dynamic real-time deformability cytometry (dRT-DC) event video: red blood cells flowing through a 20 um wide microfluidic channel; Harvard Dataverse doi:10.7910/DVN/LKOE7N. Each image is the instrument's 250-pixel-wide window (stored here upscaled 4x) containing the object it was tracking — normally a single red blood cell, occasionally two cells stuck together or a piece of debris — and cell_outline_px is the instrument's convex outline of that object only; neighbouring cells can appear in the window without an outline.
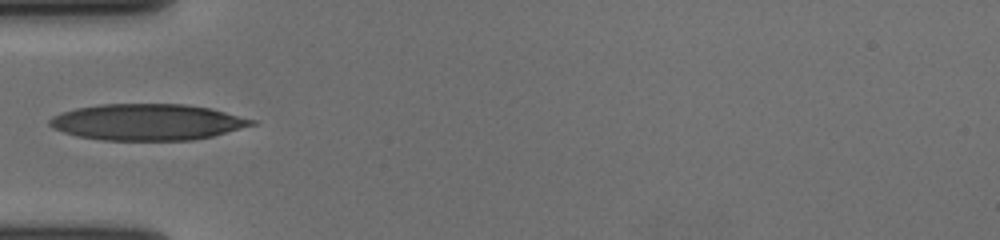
{"species": "human", "species_latin": "Homo sapiens", "temperature_condition": "cold", "stored_images_in_passage": 38, "camera_frame_rate_fps": 3000, "um_per_image_px": 0.085, "donor": {"sex": "female"}, "frame": {"image": 1, "passage_image": 1, "time_ms": 0.0, "image_size_px": [1000, 240], "cell_outline_px": [[260, 120], [256, 124], [212, 136], [192, 140], [100, 140], [76, 136], [52, 128], [48, 124], [48, 120], [52, 116], [60, 112], [76, 108], [100, 104], [184, 104], [208, 108]], "centroid_in_image_um": [12.5, 10.37], "position_along_channel_um": 72.5, "area_um2": 42.89}}
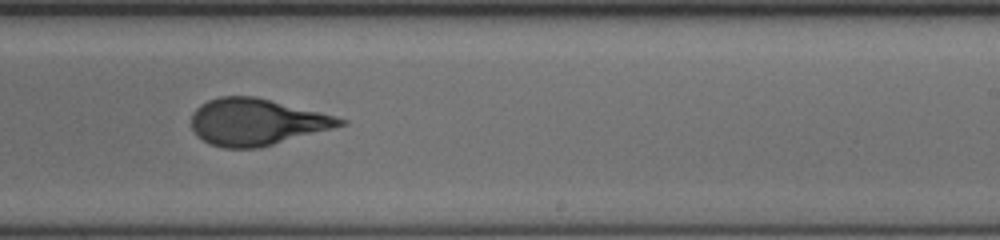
{"frame": {"image": 2, "passage_image": 17, "time_ms": 5.333, "image_size_px": [1000, 240], "cell_outline_px": [[348, 124], [260, 148], [224, 148], [208, 144], [196, 136], [192, 128], [192, 112], [200, 104], [208, 100], [220, 96], [256, 96], [348, 120]], "centroid_in_image_um": [21.76, 10.38], "position_along_channel_um": 267.2, "area_um2": 40.4}}
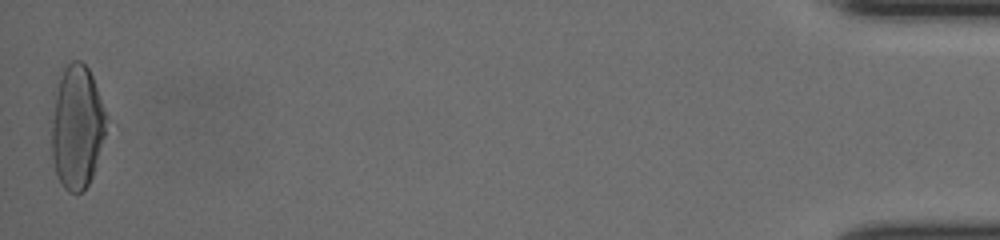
{"frame": {"image": 3, "passage_image": 38, "time_ms": 12.333, "image_size_px": [1000, 240], "cell_outline_px": [[116, 124], [92, 176], [88, 184], [80, 192], [68, 192], [64, 188], [56, 176], [52, 156], [52, 120], [56, 96], [60, 80], [64, 68], [72, 60], [80, 60], [88, 68]], "centroid_in_image_um": [6.71, 10.82], "position_along_channel_um": 428.5, "area_um2": 41.44}}